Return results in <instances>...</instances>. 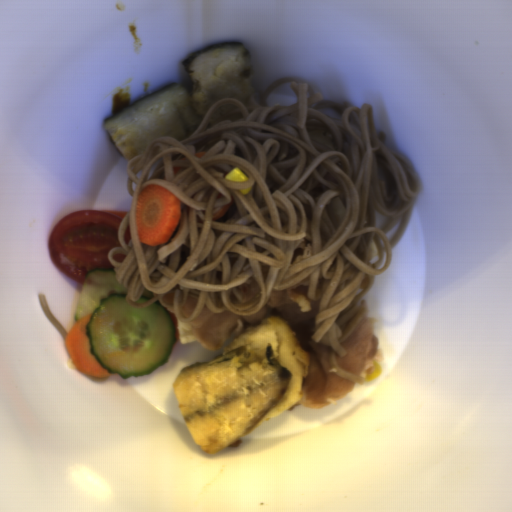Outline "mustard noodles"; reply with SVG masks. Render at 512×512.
I'll use <instances>...</instances> for the list:
<instances>
[{"label":"mustard noodles","instance_id":"mustard-noodles-2","mask_svg":"<svg viewBox=\"0 0 512 512\" xmlns=\"http://www.w3.org/2000/svg\"><path fill=\"white\" fill-rule=\"evenodd\" d=\"M39 305L42 313L46 317L47 321L54 327V329L60 334L63 341L65 342L66 335L68 334L63 326L59 323L53 313L50 311L44 296L38 295Z\"/></svg>","mask_w":512,"mask_h":512},{"label":"mustard noodles","instance_id":"mustard-noodles-1","mask_svg":"<svg viewBox=\"0 0 512 512\" xmlns=\"http://www.w3.org/2000/svg\"><path fill=\"white\" fill-rule=\"evenodd\" d=\"M342 103L281 77L248 105L217 100L190 137H155L128 159L122 247L107 254L126 303L157 302L184 324L204 307L254 315L309 277L306 297L319 300L310 339L329 347L336 376L365 385L336 354L370 312L362 298L392 263L421 176L377 134L371 103ZM236 166L248 181L225 180ZM153 184L182 201L177 231L158 247L141 243L135 219L137 193Z\"/></svg>","mask_w":512,"mask_h":512}]
</instances>
